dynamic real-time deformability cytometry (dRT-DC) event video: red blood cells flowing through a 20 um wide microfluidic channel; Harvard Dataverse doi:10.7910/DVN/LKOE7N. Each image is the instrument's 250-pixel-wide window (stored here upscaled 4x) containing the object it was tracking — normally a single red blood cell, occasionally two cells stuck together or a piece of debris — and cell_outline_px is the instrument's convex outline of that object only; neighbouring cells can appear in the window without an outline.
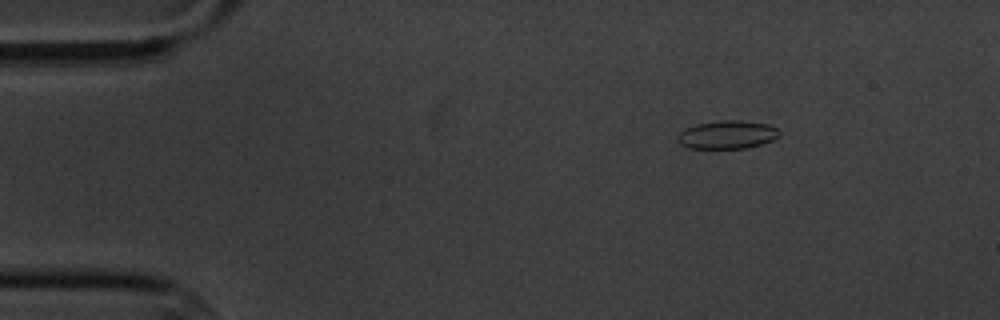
{"species": "common noctule bat (a hibernating species)", "species_latin": "Nyctalus noctula", "temperature_condition": "cold", "stored_images_in_passage": 6, "segment_of_instrument_passage": [2, 2], "camera_frame_rate_fps": 3000, "um_per_image_px": 0.085, "animal": {"sex": "male", "body_mass_g": 20.1, "forearm_length_mm": 53.5}, "frame": {"image": 1, "passage_image": 6, "time_ms": 6.0, "image_size_px": [1000, 320], "cell_outline_px": [[780, 136], [772, 140], [748, 148], [688, 148], [680, 144], [680, 132], [696, 124], [720, 120], [740, 120], [768, 124], [780, 128]], "centroid_in_image_um": [61.89, 11.44], "position_along_channel_um": 23.1, "area_um2": 16.65}}